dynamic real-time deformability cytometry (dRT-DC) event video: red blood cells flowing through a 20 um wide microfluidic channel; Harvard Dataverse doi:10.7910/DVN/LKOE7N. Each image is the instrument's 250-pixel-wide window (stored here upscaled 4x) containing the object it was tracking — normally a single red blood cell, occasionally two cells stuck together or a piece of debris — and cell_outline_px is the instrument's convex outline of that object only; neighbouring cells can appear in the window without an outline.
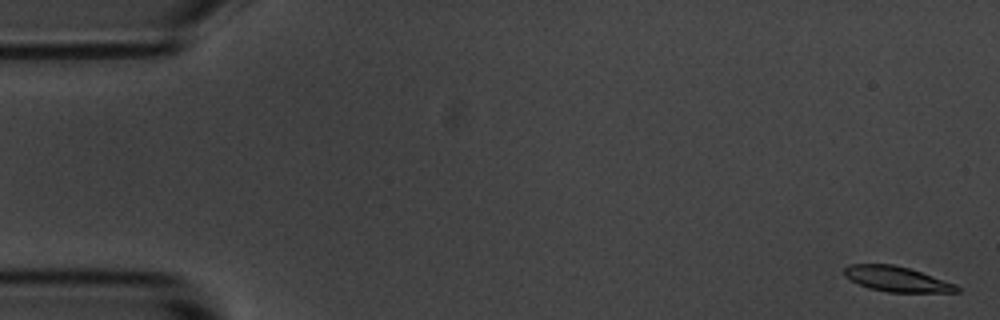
{"species": "common noctule bat (a hibernating species)", "species_latin": "Nyctalus noctula", "temperature_condition": "room temperature", "stored_images_in_passage": 56, "segment_of_instrument_passage": [1, 2], "camera_frame_rate_fps": 3000, "um_per_image_px": 0.085, "animal": {"sex": "male", "body_mass_g": 20.1, "forearm_length_mm": 53.5}, "frame": {"image": 1, "passage_image": 1, "time_ms": 0.0, "image_size_px": [1000, 320], "cell_outline_px": [[960, 292], [888, 292], [868, 288], [844, 276], [844, 268], [848, 264], [892, 264], [908, 268], [956, 284], [960, 288]], "centroid_in_image_um": [76.21, 23.72], "position_along_channel_um": 8.8, "area_um2": 16.36}}
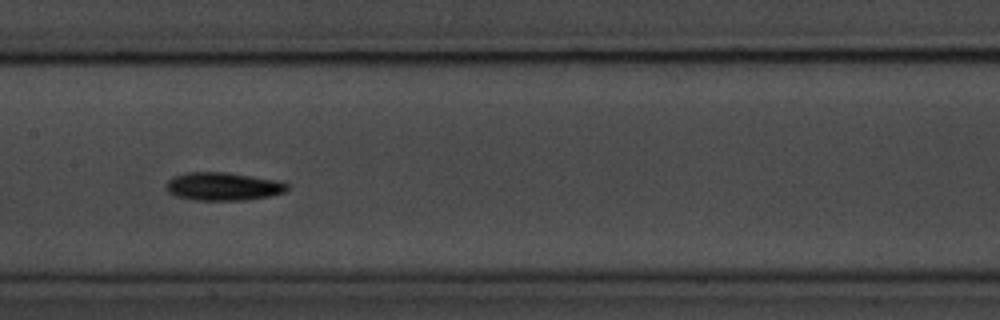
{"frame": {"image": 2, "passage_image": 27, "time_ms": 8.667, "image_size_px": [1000, 320], "cell_outline_px": [[288, 188], [284, 192], [268, 196], [248, 200], [192, 200], [176, 196], [168, 192], [164, 188], [164, 184], [168, 180], [176, 176], [188, 172], [224, 172], [276, 180], [288, 184]], "centroid_in_image_um": [18.91, 15.85], "position_along_channel_um": 188.5, "area_um2": 19.77}}
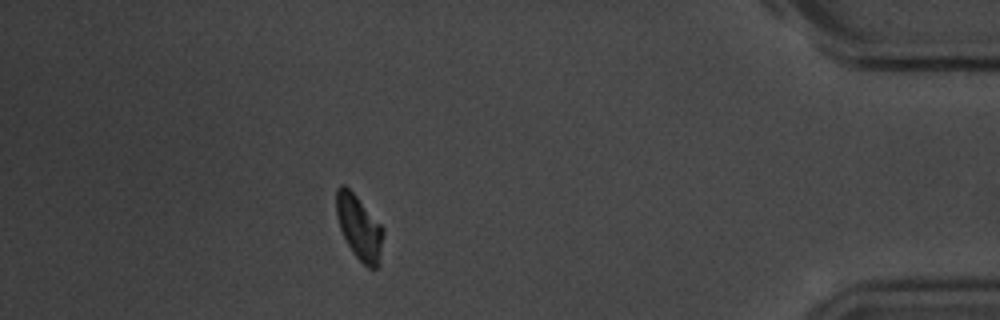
{"frame": {"image": 3, "passage_image": 49, "time_ms": 16.0, "image_size_px": [1000, 320], "cell_outline_px": [[384, 232], [380, 264], [376, 268], [368, 268], [352, 252], [340, 228], [336, 216], [336, 188], [340, 184], [344, 184], [356, 196], [384, 228]], "centroid_in_image_um": [30.54, 19.34], "position_along_channel_um": 404.7, "area_um2": 17.57}}